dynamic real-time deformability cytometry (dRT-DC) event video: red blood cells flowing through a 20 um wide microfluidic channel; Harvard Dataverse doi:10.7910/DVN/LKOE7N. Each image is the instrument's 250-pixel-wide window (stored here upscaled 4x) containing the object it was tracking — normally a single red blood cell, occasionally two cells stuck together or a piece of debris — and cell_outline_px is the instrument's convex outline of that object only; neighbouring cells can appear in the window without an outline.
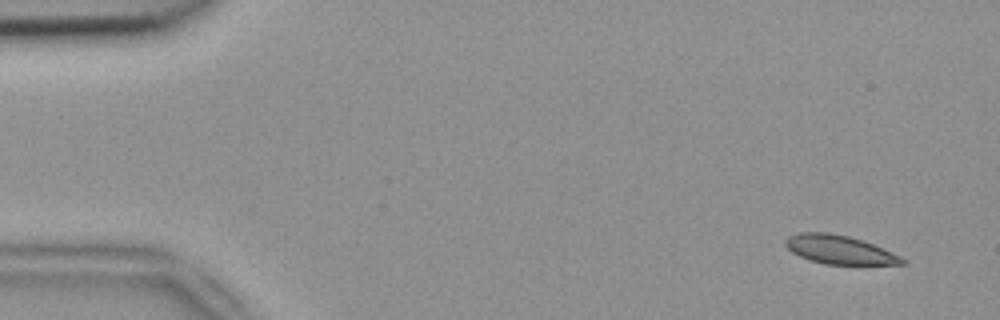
{"species": "common noctule bat (a hibernating species)", "species_latin": "Nyctalus noctula", "temperature_condition": "room temperature", "stored_images_in_passage": 51, "camera_frame_rate_fps": 3000, "um_per_image_px": 0.085, "animal": {"sex": "female", "body_mass_g": 18.4}, "frame": {"image": 1, "passage_image": 1, "time_ms": 0.0, "image_size_px": [1000, 320], "cell_outline_px": [[904, 264], [824, 264], [808, 260], [792, 252], [784, 244], [784, 240], [788, 236], [796, 232], [828, 232], [848, 236], [872, 244], [892, 252], [900, 256], [904, 260]], "centroid_in_image_um": [71.27, 21.21], "position_along_channel_um": 13.7, "area_um2": 19.36}}
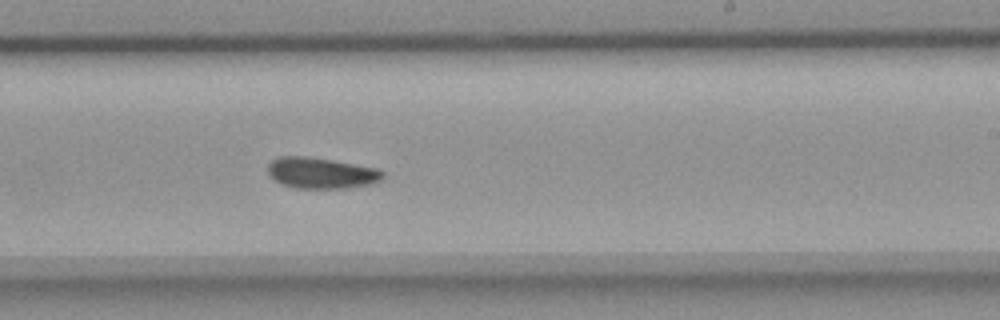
{"frame": {"image": 2, "passage_image": 30, "time_ms": 9.667, "image_size_px": [1000, 320], "cell_outline_px": [[384, 176], [380, 180], [372, 184], [344, 188], [296, 188], [280, 184], [268, 172], [268, 164], [272, 160], [280, 156], [304, 156], [332, 160], [376, 168], [384, 172]], "centroid_in_image_um": [27.3, 14.71], "position_along_channel_um": 261.7, "area_um2": 20.63}}
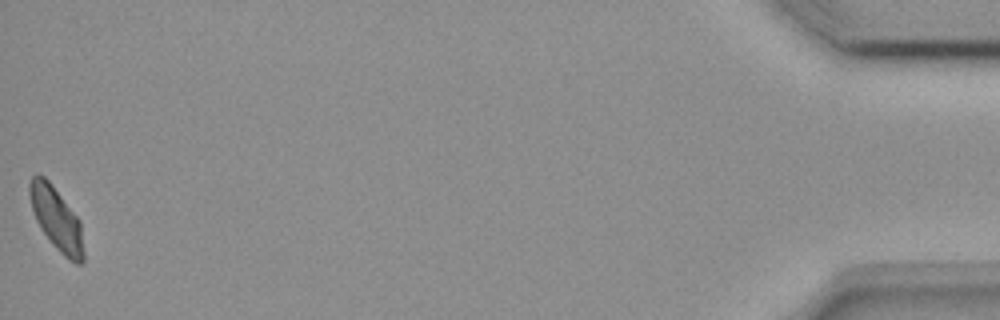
{"frame": {"image": 3, "passage_image": 51, "time_ms": 16.667, "image_size_px": [1000, 320], "cell_outline_px": [[84, 260], [80, 264], [76, 264], [68, 260], [52, 244], [40, 228], [36, 220], [32, 208], [28, 192], [28, 184], [32, 176], [36, 172], [44, 176], [52, 184], [80, 220], [84, 252]], "centroid_in_image_um": [4.79, 18.59], "position_along_channel_um": 430.4, "area_um2": 20.0}, "authors_computed_cell_mechanics": {"area_um2": 20.4034, "velocity_mm_per_s": 3.778, "shape_relaxation_time_tau1_ms": null, "shape_relaxation_time_tau2_ms": 3.6959, "deformation_change_tau1": null, "deformation_change_tau2": 0.0829}}